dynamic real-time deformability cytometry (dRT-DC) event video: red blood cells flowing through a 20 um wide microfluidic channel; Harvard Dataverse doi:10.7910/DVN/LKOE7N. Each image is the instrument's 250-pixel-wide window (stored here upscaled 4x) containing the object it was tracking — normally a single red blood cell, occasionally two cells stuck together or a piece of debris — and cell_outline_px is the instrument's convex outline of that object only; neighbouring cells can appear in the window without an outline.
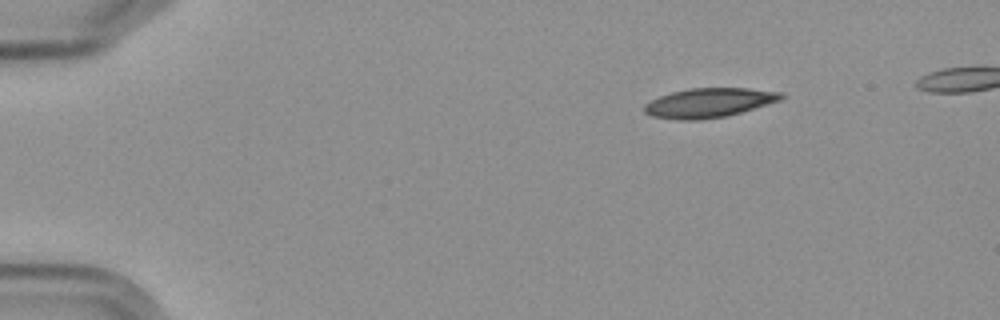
{"species": "Egyptian fruit bat (a non-hibernating species)", "species_latin": "Rousettus aegyptiacus", "temperature_condition": "cold", "stored_images_in_passage": 5, "segment_of_instrument_passage": [2, 2], "camera_frame_rate_fps": 3000, "um_per_image_px": 0.085, "frame": {"image": 1, "passage_image": 5, "time_ms": 5.333, "image_size_px": [1000, 320], "cell_outline_px": [[784, 96], [780, 100], [740, 112], [724, 116], [696, 120], [680, 120], [652, 116], [644, 112], [644, 104], [660, 96], [672, 92], [688, 88], [748, 88], [780, 92]], "centroid_in_image_um": [60.22, 8.73], "position_along_channel_um": 24.8, "area_um2": 23.06}}